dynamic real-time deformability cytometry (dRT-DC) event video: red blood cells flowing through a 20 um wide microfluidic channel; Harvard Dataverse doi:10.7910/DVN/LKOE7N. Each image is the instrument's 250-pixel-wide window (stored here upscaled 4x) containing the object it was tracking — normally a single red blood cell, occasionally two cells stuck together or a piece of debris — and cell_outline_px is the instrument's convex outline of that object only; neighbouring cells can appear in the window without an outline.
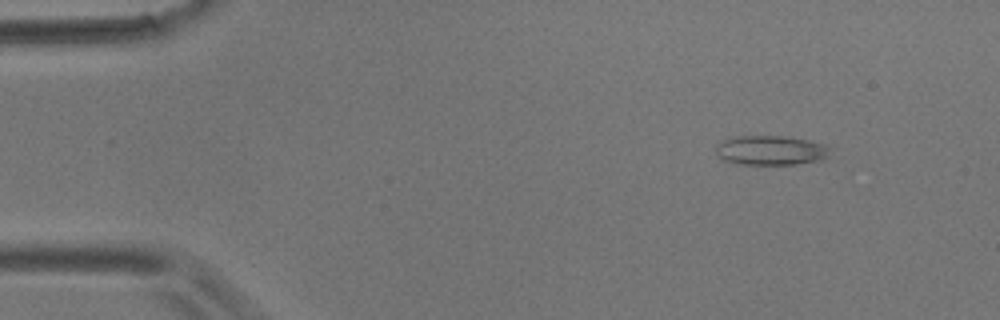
{"species": "common noctule bat (a hibernating species)", "species_latin": "Nyctalus noctula", "temperature_condition": "room temperature", "stored_images_in_passage": 4, "camera_frame_rate_fps": 3000, "um_per_image_px": 0.085, "animal": {"sex": "male", "body_mass_g": 17.9}, "frame": {"image": 1, "passage_image": 2, "time_ms": 1.333, "image_size_px": [1000, 320], "cell_outline_px": [[836, 148], [828, 156], [820, 160], [796, 164], [736, 164], [724, 160], [716, 152], [716, 144], [720, 140], [736, 136], [784, 136], [808, 140], [824, 144]], "centroid_in_image_um": [65.55, 12.77], "position_along_channel_um": 19.4, "area_um2": 19.94}}